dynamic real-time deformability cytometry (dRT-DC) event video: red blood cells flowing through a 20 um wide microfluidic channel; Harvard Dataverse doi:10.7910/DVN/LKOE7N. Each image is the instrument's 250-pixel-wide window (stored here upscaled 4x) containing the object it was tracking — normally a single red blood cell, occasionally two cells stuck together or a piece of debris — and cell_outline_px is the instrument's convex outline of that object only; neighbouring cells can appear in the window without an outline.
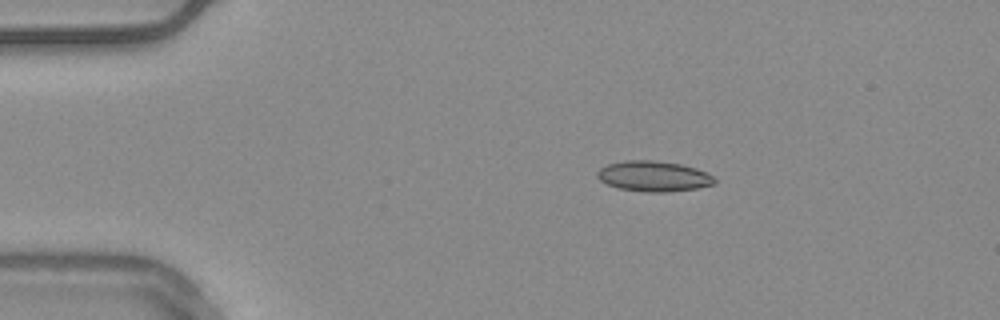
{"species": "common noctule bat (a hibernating species)", "species_latin": "Nyctalus noctula", "temperature_condition": "warm", "stored_images_in_passage": 49, "camera_frame_rate_fps": 3000, "um_per_image_px": 0.085, "animal": {"sex": "male", "body_mass_g": 20.4}, "frame": {"image": 1, "passage_image": 5, "time_ms": 1.333, "image_size_px": [1000, 320], "cell_outline_px": [[716, 184], [696, 188], [668, 192], [644, 192], [620, 188], [608, 184], [600, 180], [596, 176], [596, 172], [600, 168], [608, 164], [624, 160], [652, 160], [680, 164], [696, 168], [712, 176], [716, 180]], "centroid_in_image_um": [55.54, 14.98], "position_along_channel_um": 29.5, "area_um2": 20.75}}
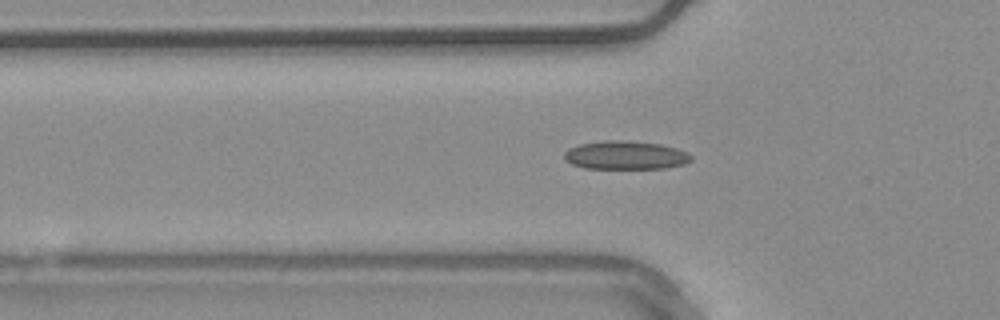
{"frame": {"image": 2, "passage_image": 13, "time_ms": 4.0, "image_size_px": [1000, 320], "cell_outline_px": [[692, 160], [684, 164], [664, 168], [584, 168], [572, 164], [564, 160], [564, 152], [568, 148], [580, 144], [604, 140], [624, 140], [660, 144], [676, 148], [692, 156]], "centroid_in_image_um": [53.13, 13.19], "position_along_channel_um": 72.7, "area_um2": 20.98}}
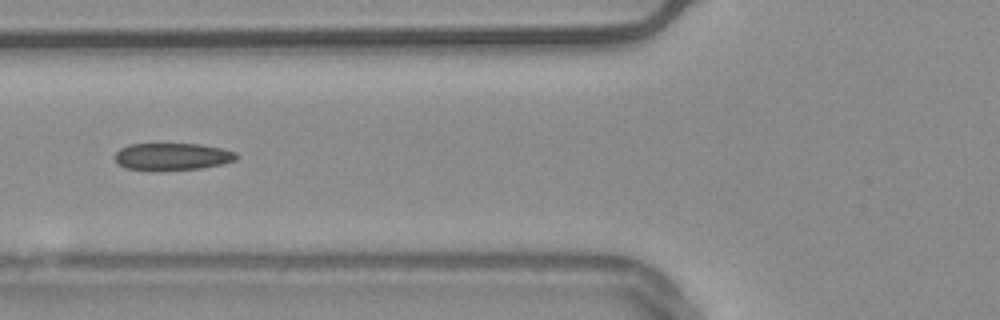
{"frame": {"image": 3, "passage_image": 16, "time_ms": 5.0, "image_size_px": [1000, 320], "cell_outline_px": [[236, 160], [220, 164], [200, 168], [128, 168], [120, 164], [116, 160], [116, 152], [120, 148], [132, 144], [200, 144], [220, 148], [236, 152]], "centroid_in_image_um": [14.68, 13.26], "position_along_channel_um": 111.1, "area_um2": 18.21}, "authors_computed_cell_mechanics": {"area_um2": 19.4786, "velocity_mm_per_s": 3.7992, "shape_relaxation_time_tau1_ms": null, "shape_relaxation_time_tau2_ms": 2.9591, "deformation_change_tau1": null, "deformation_change_tau2": 0.0975}}